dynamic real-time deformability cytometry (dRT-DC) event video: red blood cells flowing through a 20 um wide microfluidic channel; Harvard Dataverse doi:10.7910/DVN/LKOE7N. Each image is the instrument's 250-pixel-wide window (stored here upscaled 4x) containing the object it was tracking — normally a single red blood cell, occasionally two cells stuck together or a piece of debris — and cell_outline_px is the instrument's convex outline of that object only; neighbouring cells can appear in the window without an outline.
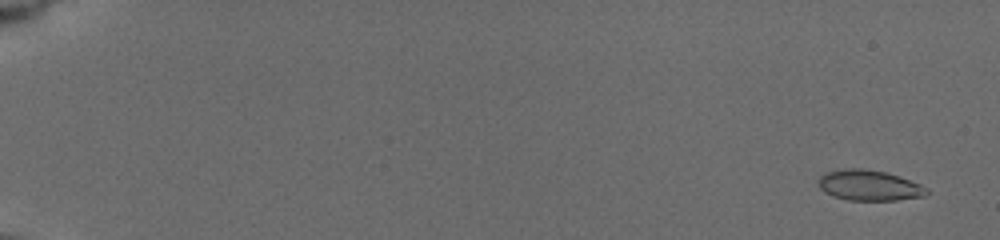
{"species": "common noctule bat (a hibernating species)", "species_latin": "Nyctalus noctula", "temperature_condition": "cold", "stored_images_in_passage": 19, "camera_frame_rate_fps": 3000, "um_per_image_px": 0.085, "animal": {"sex": "female", "body_mass_g": 19.5, "forearm_length_mm": 54.1}, "frame": {"image": 1, "passage_image": 3, "time_ms": 0.667, "image_size_px": [1000, 240], "cell_outline_px": [[928, 192], [924, 196], [896, 200], [848, 200], [832, 196], [824, 192], [820, 188], [816, 180], [824, 172], [848, 168], [864, 168], [884, 172], [900, 176], [920, 184], [928, 188]], "centroid_in_image_um": [73.84, 15.75], "position_along_channel_um": 11.2, "area_um2": 19.42}}
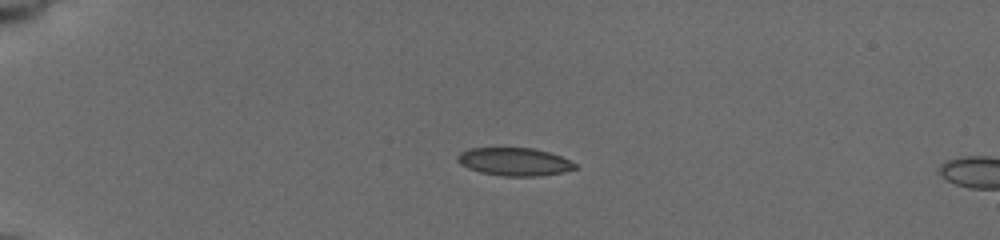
{"frame": {"image": 2, "passage_image": 16, "time_ms": 5.0, "image_size_px": [1000, 240], "cell_outline_px": [[580, 168], [564, 172], [540, 176], [504, 176], [480, 172], [468, 168], [460, 164], [456, 160], [456, 156], [460, 152], [468, 148], [532, 148], [548, 152], [560, 156], [576, 164]], "centroid_in_image_um": [43.71, 13.75], "position_along_channel_um": 41.3, "area_um2": 19.25}}